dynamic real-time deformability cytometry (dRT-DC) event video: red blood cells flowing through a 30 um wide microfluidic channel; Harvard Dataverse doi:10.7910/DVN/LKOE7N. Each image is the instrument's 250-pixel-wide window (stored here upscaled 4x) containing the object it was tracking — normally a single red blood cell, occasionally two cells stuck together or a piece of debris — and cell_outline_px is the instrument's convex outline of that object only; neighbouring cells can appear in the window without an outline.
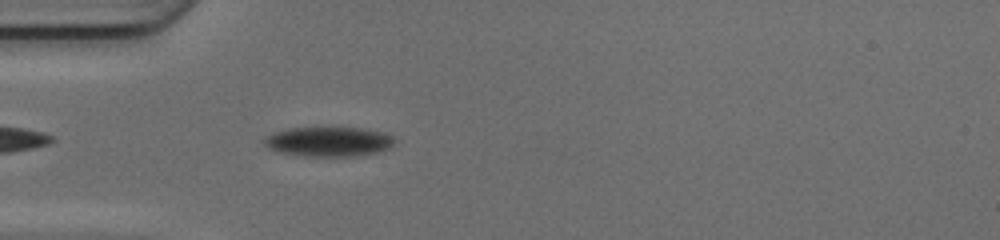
{"species": "common noctule bat (a hibernating species)", "species_latin": "Nyctalus noctula", "temperature_condition": "cold", "stored_images_in_passage": 39, "camera_frame_rate_fps": 3000, "um_per_image_px": 0.085, "animal": {"sex": "female", "body_mass_g": 17.0, "forearm_length_mm": 48.0}, "frame": {"image": 1, "passage_image": 2, "time_ms": 0.333, "image_size_px": [1000, 240], "cell_outline_px": [[392, 144], [388, 148], [376, 152], [356, 156], [308, 156], [284, 152], [272, 148], [264, 144], [264, 140], [268, 136], [292, 128], [360, 128], [380, 132], [392, 136]], "centroid_in_image_um": [27.98, 12.04], "position_along_channel_um": 57.0, "area_um2": 21.56}}
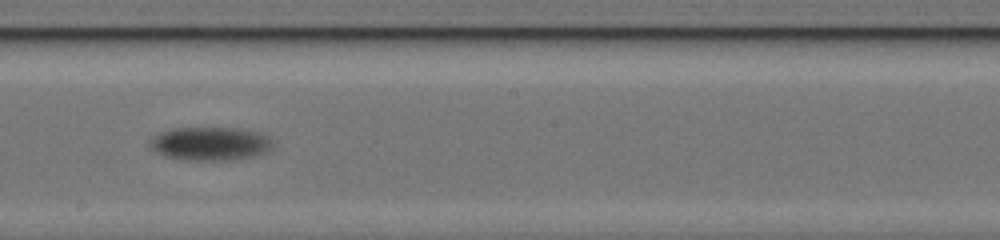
{"frame": {"image": 2, "passage_image": 16, "time_ms": 5.0, "image_size_px": [1000, 240], "cell_outline_px": [[268, 148], [264, 152], [252, 156], [236, 160], [188, 160], [164, 156], [152, 148], [152, 140], [160, 132], [176, 128], [228, 128], [252, 132], [264, 136], [268, 140]], "centroid_in_image_um": [17.78, 12.23], "position_along_channel_um": 230.4, "area_um2": 22.89}}
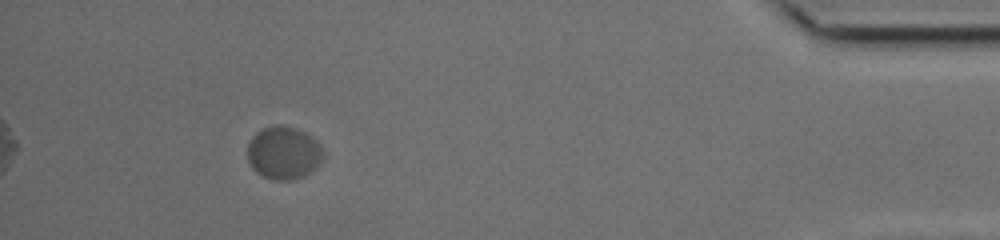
{"frame": {"image": 3, "passage_image": 35, "time_ms": 11.333, "image_size_px": [1000, 240], "cell_outline_px": [[320, 164], [316, 168], [304, 176], [292, 180], [272, 180], [256, 172], [252, 168], [248, 160], [248, 144], [252, 136], [256, 132], [264, 128], [276, 124], [284, 124], [296, 128], [312, 136], [320, 144]], "centroid_in_image_um": [24.08, 12.98], "position_along_channel_um": 411.1, "area_um2": 23.35}, "authors_computed_cell_mechanics": {"area_um2": 23.12, "velocity_mm_per_s": 3.8412, "shape_relaxation_time_tau1_ms": 0.8992, "shape_relaxation_time_tau2_ms": null, "deformation_change_tau1": 0.0531, "deformation_change_tau2": null}}